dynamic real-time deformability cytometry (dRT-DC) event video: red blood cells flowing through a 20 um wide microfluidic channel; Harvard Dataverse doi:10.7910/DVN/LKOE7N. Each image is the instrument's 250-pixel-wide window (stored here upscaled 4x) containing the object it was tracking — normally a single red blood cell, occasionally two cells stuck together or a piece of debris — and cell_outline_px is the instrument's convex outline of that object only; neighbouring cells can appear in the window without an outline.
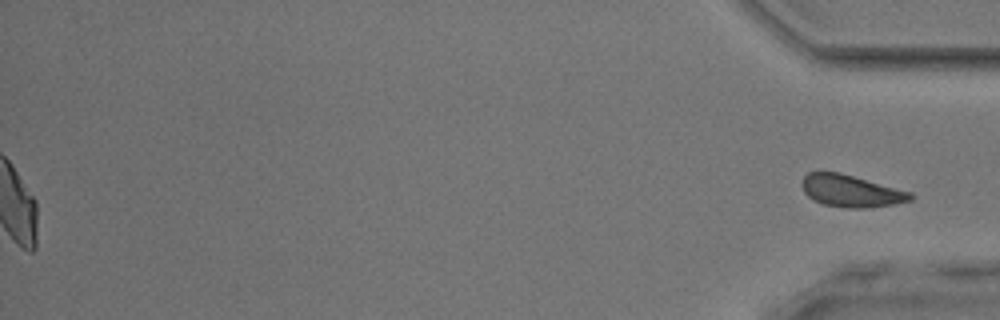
{"species": "common noctule bat (a hibernating species)", "species_latin": "Nyctalus noctula", "temperature_condition": "room temperature", "stored_images_in_passage": 52, "segment_of_instrument_passage": [2, 2], "camera_frame_rate_fps": 3000, "um_per_image_px": 0.085, "animal": {"sex": "male", "body_mass_g": 17.9, "forearm_length_mm": 54.2}, "frame": {"image": 1, "passage_image": 52, "time_ms": 17.0, "image_size_px": [1000, 320], "cell_outline_px": [[912, 200], [892, 204], [868, 208], [848, 208], [824, 204], [812, 200], [804, 192], [800, 184], [804, 176], [808, 172], [840, 172], [912, 192]], "centroid_in_image_um": [72.31, 16.23], "position_along_channel_um": 362.9, "area_um2": 20.29}}